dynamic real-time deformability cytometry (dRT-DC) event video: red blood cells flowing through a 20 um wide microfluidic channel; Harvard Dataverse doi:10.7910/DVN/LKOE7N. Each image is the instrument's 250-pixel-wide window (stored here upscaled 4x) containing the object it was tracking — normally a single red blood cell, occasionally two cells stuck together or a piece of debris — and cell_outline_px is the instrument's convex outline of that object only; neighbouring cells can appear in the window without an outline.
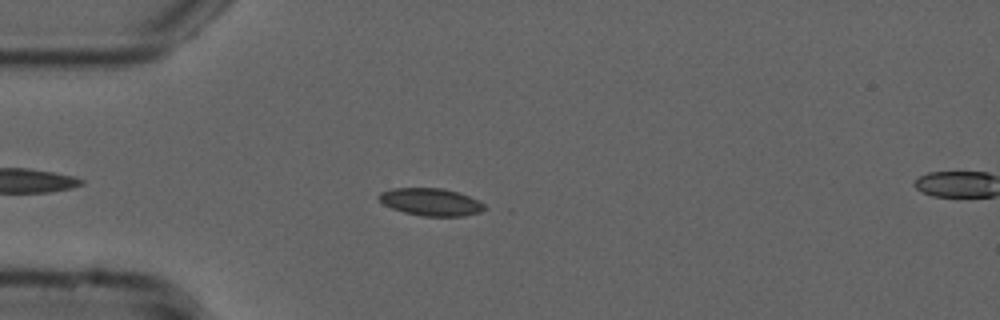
{"species": "common noctule bat (a hibernating species)", "species_latin": "Nyctalus noctula", "temperature_condition": "cold", "stored_images_in_passage": 48, "camera_frame_rate_fps": 3000, "um_per_image_px": 0.085, "animal": {"sex": "male", "forearm_length_mm": 52.5}, "frame": {"image": 1, "passage_image": 8, "time_ms": 2.333, "image_size_px": [1000, 320], "cell_outline_px": [[488, 208], [480, 212], [464, 216], [420, 216], [404, 212], [392, 208], [384, 204], [376, 196], [380, 192], [392, 188], [444, 188], [468, 196], [484, 204]], "centroid_in_image_um": [36.6, 17.17], "position_along_channel_um": 48.4, "area_um2": 16.88}}
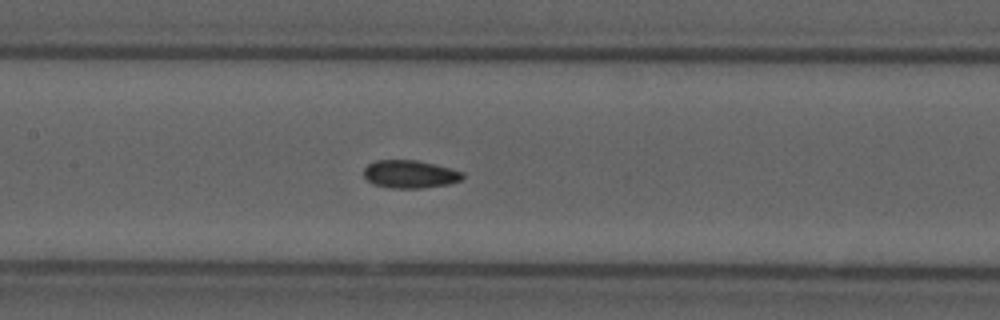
{"frame": {"image": 2, "passage_image": 19, "time_ms": 6.0, "image_size_px": [1000, 320], "cell_outline_px": [[464, 176], [460, 180], [448, 184], [420, 188], [388, 188], [372, 184], [364, 176], [364, 168], [368, 164], [376, 160], [416, 160], [464, 172]], "centroid_in_image_um": [34.8, 14.81], "position_along_channel_um": 172.6, "area_um2": 15.95}}
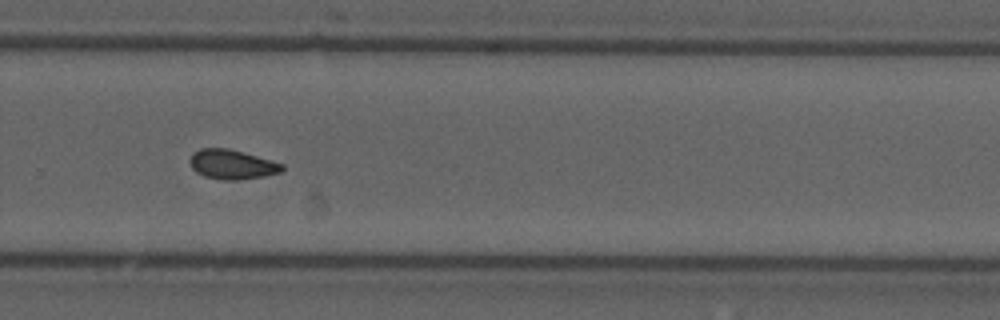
{"frame": {"image": 3, "passage_image": 30, "time_ms": 9.667, "image_size_px": [1000, 320], "cell_outline_px": [[284, 168], [280, 172], [264, 176], [236, 180], [220, 180], [204, 176], [196, 172], [192, 168], [188, 160], [192, 152], [200, 148], [228, 148], [272, 160], [284, 164]], "centroid_in_image_um": [19.68, 13.97], "position_along_channel_um": 310.1, "area_um2": 16.01}, "authors_computed_cell_mechanics": {"area_um2": 15.9239, "velocity_mm_per_s": 3.7659, "shape_relaxation_time_tau1_ms": null, "shape_relaxation_time_tau2_ms": 2.4767, "deformation_change_tau1": null, "deformation_change_tau2": 0.0617}}